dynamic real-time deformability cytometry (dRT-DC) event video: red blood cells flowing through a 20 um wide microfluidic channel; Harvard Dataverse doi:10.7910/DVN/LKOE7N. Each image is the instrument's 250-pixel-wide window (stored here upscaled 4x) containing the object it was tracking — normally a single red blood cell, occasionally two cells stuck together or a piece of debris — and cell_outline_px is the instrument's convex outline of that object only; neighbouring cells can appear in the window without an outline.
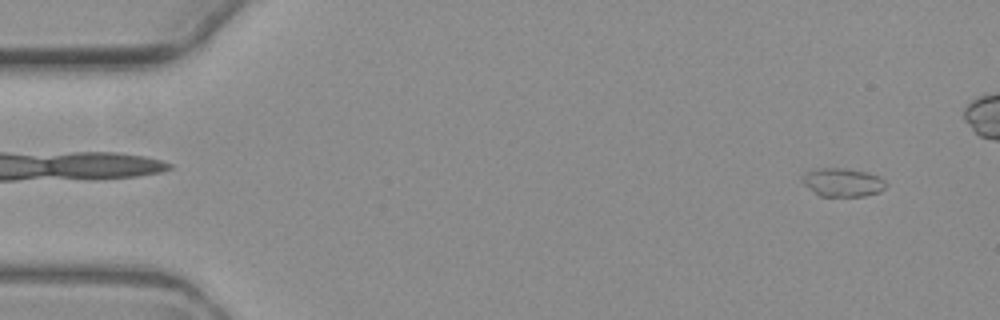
{"species": "common noctule bat (a hibernating species)", "species_latin": "Nyctalus noctula", "temperature_condition": "warm", "stored_images_in_passage": 5, "segment_of_instrument_passage": [2, 2], "camera_frame_rate_fps": 3000, "um_per_image_px": 0.085, "animal": {"sex": "female", "body_mass_g": 19.3, "forearm_length_mm": 54.1}, "frame": {"image": 1, "passage_image": 5, "time_ms": 5.333, "image_size_px": [1000, 320], "cell_outline_px": [[888, 184], [880, 192], [864, 196], [820, 196], [804, 184], [800, 180], [800, 176], [804, 172], [820, 168], [848, 168], [868, 172], [880, 176]], "centroid_in_image_um": [71.63, 15.48], "position_along_channel_um": 13.4, "area_um2": 14.1}}